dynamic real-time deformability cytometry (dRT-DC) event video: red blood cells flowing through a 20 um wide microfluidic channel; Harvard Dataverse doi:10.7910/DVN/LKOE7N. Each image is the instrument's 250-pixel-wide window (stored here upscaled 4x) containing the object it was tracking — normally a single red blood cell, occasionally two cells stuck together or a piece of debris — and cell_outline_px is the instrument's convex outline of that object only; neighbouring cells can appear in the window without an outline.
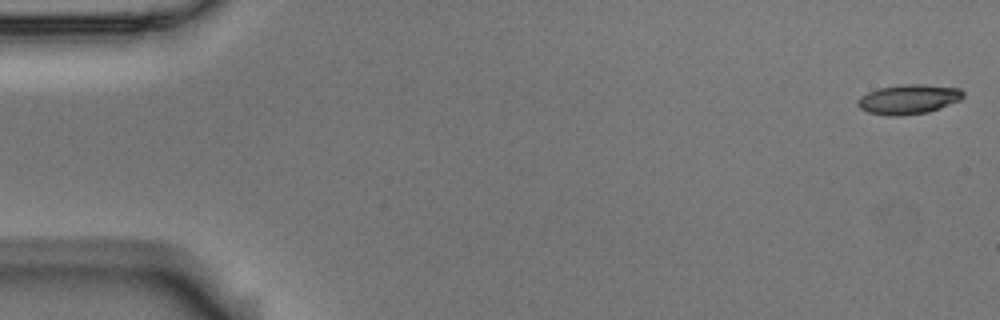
{"species": "Egyptian fruit bat (a non-hibernating species)", "species_latin": "Rousettus aegyptiacus", "temperature_condition": "room temperature", "stored_images_in_passage": 6, "camera_frame_rate_fps": 3000, "um_per_image_px": 0.085, "animal": {"sex": "male"}, "frame": {"image": 1, "passage_image": 1, "time_ms": 0.0, "image_size_px": [1000, 320], "cell_outline_px": [[964, 96], [960, 100], [940, 108], [928, 112], [900, 116], [888, 116], [868, 112], [860, 108], [856, 104], [860, 96], [868, 92], [880, 88], [904, 84], [924, 84], [960, 88], [964, 92]], "centroid_in_image_um": [77.24, 8.44], "position_along_channel_um": 7.8, "area_um2": 18.26}}
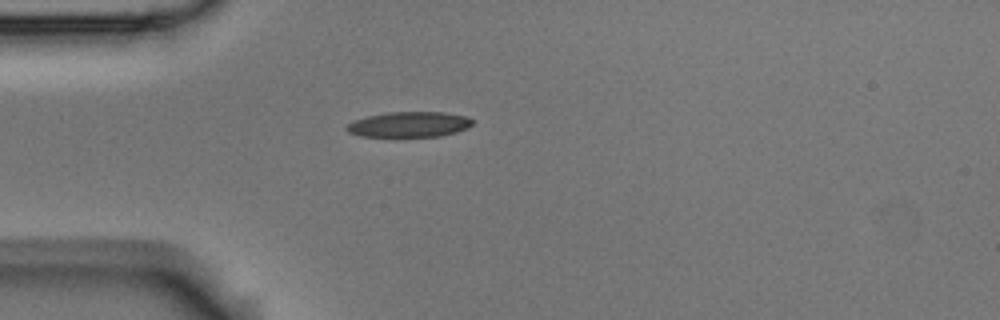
{"frame": {"image": 2, "passage_image": 5, "time_ms": 1.333, "image_size_px": [1000, 320], "cell_outline_px": [[472, 124], [468, 128], [456, 132], [440, 136], [360, 136], [348, 132], [344, 128], [348, 124], [356, 120], [368, 116], [388, 112], [444, 112], [468, 116], [472, 120]], "centroid_in_image_um": [34.8, 10.57], "position_along_channel_um": 50.2, "area_um2": 18.5}}